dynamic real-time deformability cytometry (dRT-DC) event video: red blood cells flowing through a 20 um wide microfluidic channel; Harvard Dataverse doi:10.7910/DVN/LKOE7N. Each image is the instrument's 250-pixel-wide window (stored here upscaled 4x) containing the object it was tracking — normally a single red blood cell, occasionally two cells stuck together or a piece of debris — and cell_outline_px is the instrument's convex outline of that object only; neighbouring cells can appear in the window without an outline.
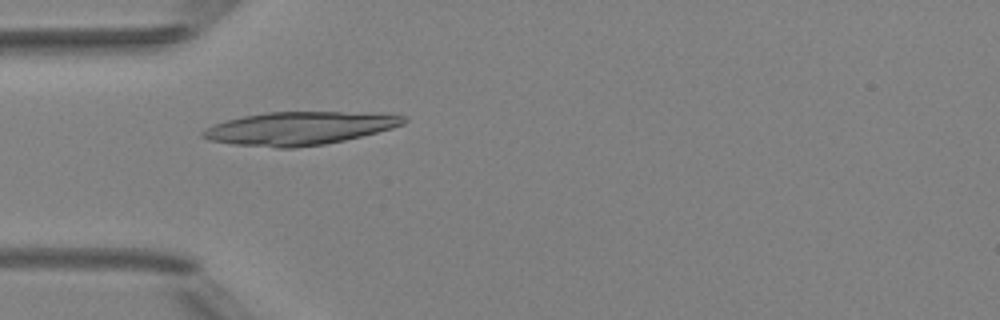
{"species": "Egyptian fruit bat (a non-hibernating species)", "species_latin": "Rousettus aegyptiacus", "temperature_condition": "room temperature", "stored_images_in_passage": 6, "camera_frame_rate_fps": 3000, "um_per_image_px": 0.085, "animal": {"sex": "female"}, "frame": {"image": 1, "passage_image": 4, "time_ms": 4.333, "image_size_px": [1000, 320], "cell_outline_px": [[408, 120], [404, 124], [392, 128], [344, 140], [324, 144], [292, 148], [276, 148], [232, 144], [208, 140], [200, 136], [200, 132], [204, 128], [212, 124], [244, 116], [268, 112], [340, 112], [404, 116]], "centroid_in_image_um": [25.34, 10.92], "position_along_channel_um": 59.7, "area_um2": 38.38}}
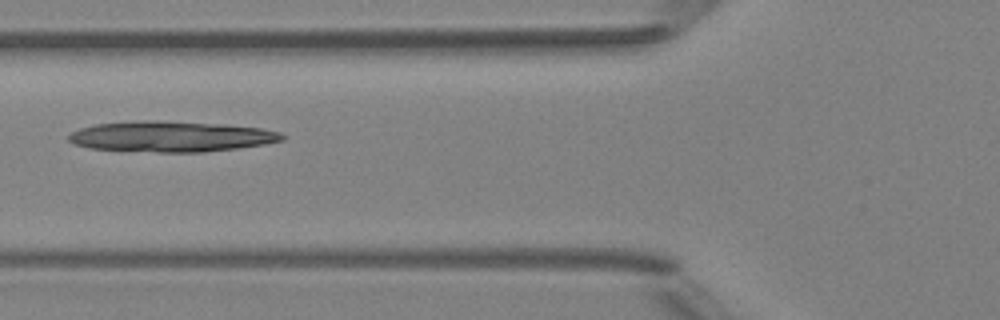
{"frame": {"image": 2, "passage_image": 5, "time_ms": 5.667, "image_size_px": [1000, 320], "cell_outline_px": [[284, 140], [264, 144], [240, 148], [204, 152], [156, 152], [88, 148], [76, 144], [68, 140], [68, 136], [72, 132], [80, 128], [96, 124], [140, 120], [156, 120], [224, 124], [260, 128], [280, 132], [284, 136]], "centroid_in_image_um": [14.55, 11.6], "position_along_channel_um": 111.2, "area_um2": 38.15}}
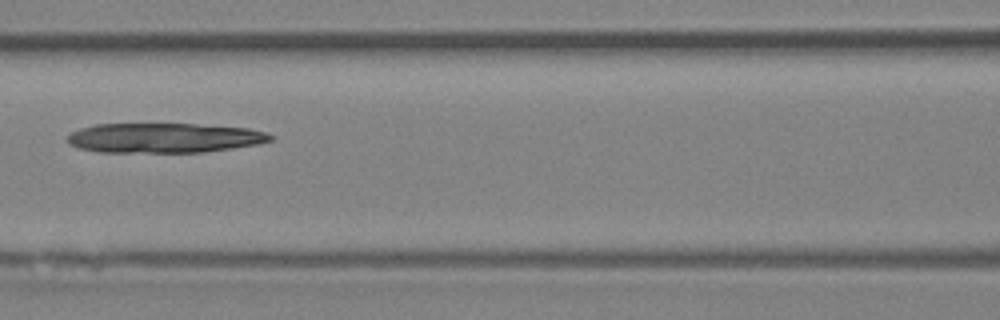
{"frame": {"image": 3, "passage_image": 6, "time_ms": 6.667, "image_size_px": [1000, 320], "cell_outline_px": [[272, 140], [260, 144], [232, 148], [200, 152], [100, 152], [80, 148], [68, 144], [68, 136], [72, 132], [80, 128], [96, 124], [196, 124], [248, 128], [264, 132], [272, 136]], "centroid_in_image_um": [13.94, 11.72], "position_along_channel_um": 152.7, "area_um2": 35.03}}